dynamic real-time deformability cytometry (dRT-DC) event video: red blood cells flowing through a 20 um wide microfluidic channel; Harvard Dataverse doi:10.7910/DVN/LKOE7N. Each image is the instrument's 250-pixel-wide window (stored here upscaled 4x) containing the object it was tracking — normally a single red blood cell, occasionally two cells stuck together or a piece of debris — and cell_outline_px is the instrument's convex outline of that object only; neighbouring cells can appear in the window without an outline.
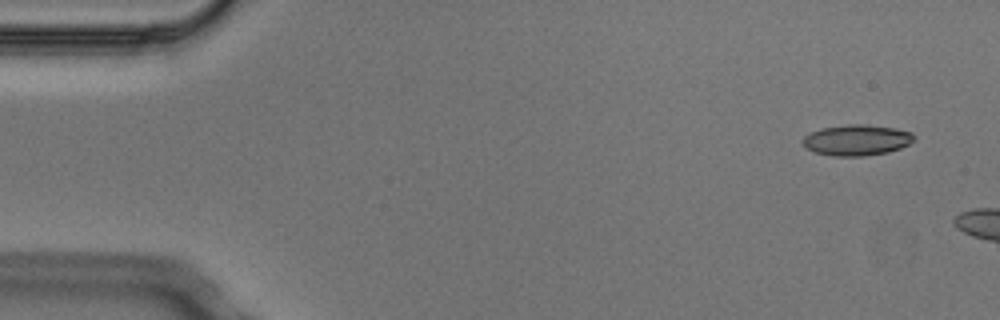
{"species": "Egyptian fruit bat (a non-hibernating species)", "species_latin": "Rousettus aegyptiacus", "temperature_condition": "cold", "stored_images_in_passage": 2, "camera_frame_rate_fps": 3000, "um_per_image_px": 0.085, "animal": {"sex": "male"}, "frame": {"image": 1, "passage_image": 1, "time_ms": 0.0, "image_size_px": [1000, 320], "cell_outline_px": [[916, 140], [900, 148], [888, 152], [864, 156], [832, 156], [816, 152], [808, 148], [804, 144], [804, 136], [812, 132], [824, 128], [848, 124], [864, 124], [896, 128], [912, 132], [916, 136]], "centroid_in_image_um": [72.9, 11.9], "position_along_channel_um": 12.1, "area_um2": 19.88}}